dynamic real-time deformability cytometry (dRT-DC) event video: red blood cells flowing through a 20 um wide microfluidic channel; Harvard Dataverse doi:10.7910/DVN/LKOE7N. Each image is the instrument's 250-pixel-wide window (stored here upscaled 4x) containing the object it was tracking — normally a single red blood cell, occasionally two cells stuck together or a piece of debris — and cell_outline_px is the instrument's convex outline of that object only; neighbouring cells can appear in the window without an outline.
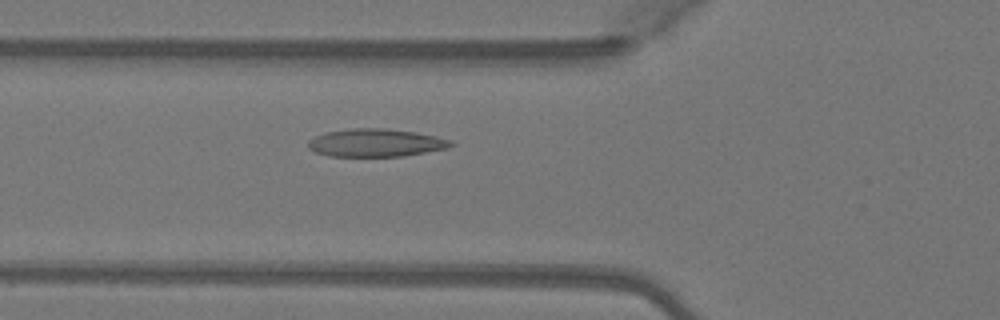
{"species": "Egyptian fruit bat (a non-hibernating species)", "species_latin": "Rousettus aegyptiacus", "temperature_condition": "warm", "stored_images_in_passage": 41, "camera_frame_rate_fps": 3000, "um_per_image_px": 0.085, "animal": {"sex": "female"}, "frame": {"image": 1, "passage_image": 9, "time_ms": 2.667, "image_size_px": [1000, 320], "cell_outline_px": [[456, 144], [448, 148], [404, 156], [328, 156], [316, 152], [308, 148], [308, 140], [316, 136], [328, 132], [352, 128], [388, 128], [416, 132], [436, 136], [452, 140]], "centroid_in_image_um": [31.98, 12.13], "position_along_channel_um": 93.8, "area_um2": 23.29}}
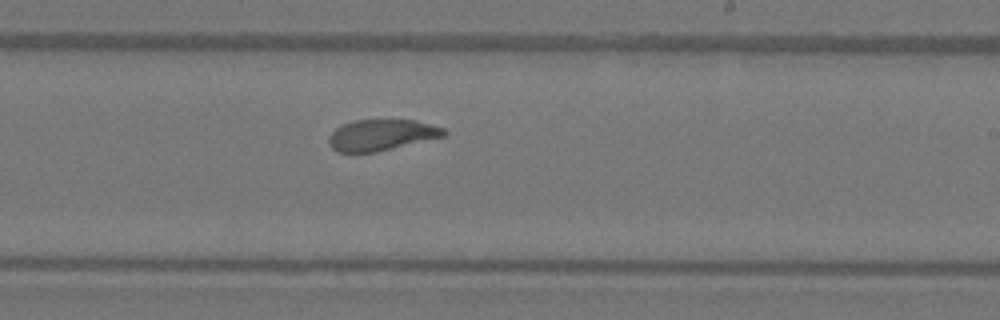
{"frame": {"image": 2, "passage_image": 21, "time_ms": 6.667, "image_size_px": [1000, 320], "cell_outline_px": [[448, 132], [444, 136], [376, 152], [336, 152], [328, 144], [328, 136], [336, 128], [352, 120], [416, 120], [444, 128]], "centroid_in_image_um": [32.4, 11.47], "position_along_channel_um": 256.6, "area_um2": 20.81}}
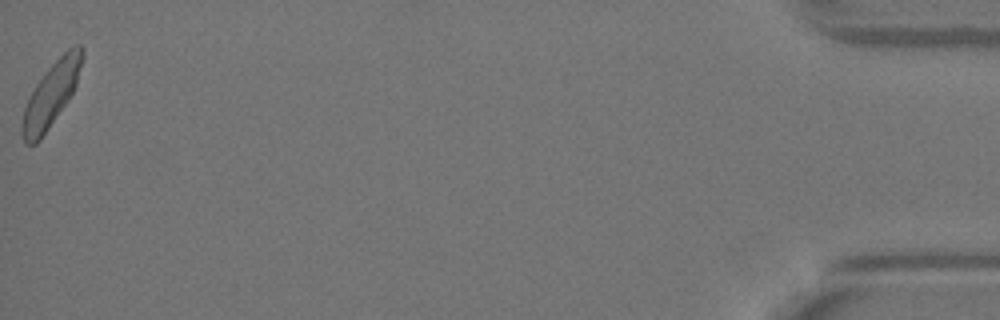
{"frame": {"image": 3, "passage_image": 41, "time_ms": 13.333, "image_size_px": [1000, 320], "cell_outline_px": [[84, 48], [76, 84], [68, 100], [40, 140], [36, 144], [24, 144], [20, 132], [20, 128], [24, 108], [28, 96], [36, 84], [48, 68], [68, 48], [76, 44], [80, 44]], "centroid_in_image_um": [4.3, 8.07], "position_along_channel_um": 430.9, "area_um2": 22.2}, "authors_computed_cell_mechanics": {"area_um2": 22.0796, "velocity_mm_per_s": 4.0702, "shape_relaxation_time_tau1_ms": 2.6518, "shape_relaxation_time_tau2_ms": 0.9509, "deformation_change_tau1": 0.1261, "deformation_change_tau2": 0.0633}}